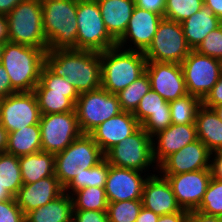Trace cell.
Masks as SVG:
<instances>
[{
    "label": "cell",
    "mask_w": 222,
    "mask_h": 222,
    "mask_svg": "<svg viewBox=\"0 0 222 222\" xmlns=\"http://www.w3.org/2000/svg\"><path fill=\"white\" fill-rule=\"evenodd\" d=\"M109 172V163L104 158L96 166L84 169L79 176H75L72 181L64 188V192L71 194L85 187H105V182ZM72 190V191H69Z\"/></svg>",
    "instance_id": "obj_31"
},
{
    "label": "cell",
    "mask_w": 222,
    "mask_h": 222,
    "mask_svg": "<svg viewBox=\"0 0 222 222\" xmlns=\"http://www.w3.org/2000/svg\"><path fill=\"white\" fill-rule=\"evenodd\" d=\"M40 82L50 92L67 93V97L76 104L79 93L74 86L68 83L64 77L55 75L45 64L41 70Z\"/></svg>",
    "instance_id": "obj_39"
},
{
    "label": "cell",
    "mask_w": 222,
    "mask_h": 222,
    "mask_svg": "<svg viewBox=\"0 0 222 222\" xmlns=\"http://www.w3.org/2000/svg\"><path fill=\"white\" fill-rule=\"evenodd\" d=\"M146 73L151 89L167 102L188 94L181 64L147 61Z\"/></svg>",
    "instance_id": "obj_15"
},
{
    "label": "cell",
    "mask_w": 222,
    "mask_h": 222,
    "mask_svg": "<svg viewBox=\"0 0 222 222\" xmlns=\"http://www.w3.org/2000/svg\"><path fill=\"white\" fill-rule=\"evenodd\" d=\"M159 217L160 216L153 211L148 210L142 206L136 222H157Z\"/></svg>",
    "instance_id": "obj_49"
},
{
    "label": "cell",
    "mask_w": 222,
    "mask_h": 222,
    "mask_svg": "<svg viewBox=\"0 0 222 222\" xmlns=\"http://www.w3.org/2000/svg\"><path fill=\"white\" fill-rule=\"evenodd\" d=\"M221 24L222 21L205 5L181 22L186 42L192 50L198 47L209 32Z\"/></svg>",
    "instance_id": "obj_25"
},
{
    "label": "cell",
    "mask_w": 222,
    "mask_h": 222,
    "mask_svg": "<svg viewBox=\"0 0 222 222\" xmlns=\"http://www.w3.org/2000/svg\"><path fill=\"white\" fill-rule=\"evenodd\" d=\"M48 49L5 42L1 64L10 77L12 88L17 92H33L40 81L45 54Z\"/></svg>",
    "instance_id": "obj_2"
},
{
    "label": "cell",
    "mask_w": 222,
    "mask_h": 222,
    "mask_svg": "<svg viewBox=\"0 0 222 222\" xmlns=\"http://www.w3.org/2000/svg\"><path fill=\"white\" fill-rule=\"evenodd\" d=\"M142 206L157 215L179 212L178 205L171 185L166 177L156 174L148 176L142 193Z\"/></svg>",
    "instance_id": "obj_23"
},
{
    "label": "cell",
    "mask_w": 222,
    "mask_h": 222,
    "mask_svg": "<svg viewBox=\"0 0 222 222\" xmlns=\"http://www.w3.org/2000/svg\"><path fill=\"white\" fill-rule=\"evenodd\" d=\"M198 53L222 60V24L209 32L195 49Z\"/></svg>",
    "instance_id": "obj_40"
},
{
    "label": "cell",
    "mask_w": 222,
    "mask_h": 222,
    "mask_svg": "<svg viewBox=\"0 0 222 222\" xmlns=\"http://www.w3.org/2000/svg\"><path fill=\"white\" fill-rule=\"evenodd\" d=\"M197 138L210 152L222 150V121L213 109L201 105L196 113Z\"/></svg>",
    "instance_id": "obj_26"
},
{
    "label": "cell",
    "mask_w": 222,
    "mask_h": 222,
    "mask_svg": "<svg viewBox=\"0 0 222 222\" xmlns=\"http://www.w3.org/2000/svg\"><path fill=\"white\" fill-rule=\"evenodd\" d=\"M187 93L201 101L222 73L221 61L191 50L181 63Z\"/></svg>",
    "instance_id": "obj_11"
},
{
    "label": "cell",
    "mask_w": 222,
    "mask_h": 222,
    "mask_svg": "<svg viewBox=\"0 0 222 222\" xmlns=\"http://www.w3.org/2000/svg\"><path fill=\"white\" fill-rule=\"evenodd\" d=\"M40 151H42V144L39 125H31L8 133L6 153L20 157Z\"/></svg>",
    "instance_id": "obj_29"
},
{
    "label": "cell",
    "mask_w": 222,
    "mask_h": 222,
    "mask_svg": "<svg viewBox=\"0 0 222 222\" xmlns=\"http://www.w3.org/2000/svg\"><path fill=\"white\" fill-rule=\"evenodd\" d=\"M6 17L9 42L48 49L41 0H23Z\"/></svg>",
    "instance_id": "obj_5"
},
{
    "label": "cell",
    "mask_w": 222,
    "mask_h": 222,
    "mask_svg": "<svg viewBox=\"0 0 222 222\" xmlns=\"http://www.w3.org/2000/svg\"><path fill=\"white\" fill-rule=\"evenodd\" d=\"M0 185L14 197L23 185L19 157L8 153L0 154Z\"/></svg>",
    "instance_id": "obj_32"
},
{
    "label": "cell",
    "mask_w": 222,
    "mask_h": 222,
    "mask_svg": "<svg viewBox=\"0 0 222 222\" xmlns=\"http://www.w3.org/2000/svg\"><path fill=\"white\" fill-rule=\"evenodd\" d=\"M23 184L55 175V154L40 151L19 157Z\"/></svg>",
    "instance_id": "obj_28"
},
{
    "label": "cell",
    "mask_w": 222,
    "mask_h": 222,
    "mask_svg": "<svg viewBox=\"0 0 222 222\" xmlns=\"http://www.w3.org/2000/svg\"><path fill=\"white\" fill-rule=\"evenodd\" d=\"M202 101L193 95L186 94L169 102L172 124H195L196 113Z\"/></svg>",
    "instance_id": "obj_34"
},
{
    "label": "cell",
    "mask_w": 222,
    "mask_h": 222,
    "mask_svg": "<svg viewBox=\"0 0 222 222\" xmlns=\"http://www.w3.org/2000/svg\"><path fill=\"white\" fill-rule=\"evenodd\" d=\"M207 215L222 217V181L211 178L203 199L196 209Z\"/></svg>",
    "instance_id": "obj_38"
},
{
    "label": "cell",
    "mask_w": 222,
    "mask_h": 222,
    "mask_svg": "<svg viewBox=\"0 0 222 222\" xmlns=\"http://www.w3.org/2000/svg\"><path fill=\"white\" fill-rule=\"evenodd\" d=\"M135 6L164 16L166 0H134Z\"/></svg>",
    "instance_id": "obj_44"
},
{
    "label": "cell",
    "mask_w": 222,
    "mask_h": 222,
    "mask_svg": "<svg viewBox=\"0 0 222 222\" xmlns=\"http://www.w3.org/2000/svg\"><path fill=\"white\" fill-rule=\"evenodd\" d=\"M17 93L11 85L10 77L5 68L0 64V99Z\"/></svg>",
    "instance_id": "obj_46"
},
{
    "label": "cell",
    "mask_w": 222,
    "mask_h": 222,
    "mask_svg": "<svg viewBox=\"0 0 222 222\" xmlns=\"http://www.w3.org/2000/svg\"><path fill=\"white\" fill-rule=\"evenodd\" d=\"M64 193V187L55 175L31 184H23L15 196L17 205L27 213L48 204Z\"/></svg>",
    "instance_id": "obj_22"
},
{
    "label": "cell",
    "mask_w": 222,
    "mask_h": 222,
    "mask_svg": "<svg viewBox=\"0 0 222 222\" xmlns=\"http://www.w3.org/2000/svg\"><path fill=\"white\" fill-rule=\"evenodd\" d=\"M212 109L217 114L218 118L222 121V104L217 105L213 107Z\"/></svg>",
    "instance_id": "obj_55"
},
{
    "label": "cell",
    "mask_w": 222,
    "mask_h": 222,
    "mask_svg": "<svg viewBox=\"0 0 222 222\" xmlns=\"http://www.w3.org/2000/svg\"><path fill=\"white\" fill-rule=\"evenodd\" d=\"M73 199L66 192L25 215V222H72Z\"/></svg>",
    "instance_id": "obj_27"
},
{
    "label": "cell",
    "mask_w": 222,
    "mask_h": 222,
    "mask_svg": "<svg viewBox=\"0 0 222 222\" xmlns=\"http://www.w3.org/2000/svg\"><path fill=\"white\" fill-rule=\"evenodd\" d=\"M204 5L208 7L215 16L222 21V0H203Z\"/></svg>",
    "instance_id": "obj_50"
},
{
    "label": "cell",
    "mask_w": 222,
    "mask_h": 222,
    "mask_svg": "<svg viewBox=\"0 0 222 222\" xmlns=\"http://www.w3.org/2000/svg\"><path fill=\"white\" fill-rule=\"evenodd\" d=\"M152 137L140 126L132 135L114 145L105 154L112 166L146 172L155 163ZM149 167V168H148Z\"/></svg>",
    "instance_id": "obj_9"
},
{
    "label": "cell",
    "mask_w": 222,
    "mask_h": 222,
    "mask_svg": "<svg viewBox=\"0 0 222 222\" xmlns=\"http://www.w3.org/2000/svg\"><path fill=\"white\" fill-rule=\"evenodd\" d=\"M75 111L83 134H90L101 123L122 112L117 94L102 87L79 94Z\"/></svg>",
    "instance_id": "obj_8"
},
{
    "label": "cell",
    "mask_w": 222,
    "mask_h": 222,
    "mask_svg": "<svg viewBox=\"0 0 222 222\" xmlns=\"http://www.w3.org/2000/svg\"><path fill=\"white\" fill-rule=\"evenodd\" d=\"M71 195L74 210L107 211L108 200L104 187H85L71 193Z\"/></svg>",
    "instance_id": "obj_33"
},
{
    "label": "cell",
    "mask_w": 222,
    "mask_h": 222,
    "mask_svg": "<svg viewBox=\"0 0 222 222\" xmlns=\"http://www.w3.org/2000/svg\"><path fill=\"white\" fill-rule=\"evenodd\" d=\"M140 126L133 112L122 111L101 123L89 135L105 154L114 145L132 135Z\"/></svg>",
    "instance_id": "obj_21"
},
{
    "label": "cell",
    "mask_w": 222,
    "mask_h": 222,
    "mask_svg": "<svg viewBox=\"0 0 222 222\" xmlns=\"http://www.w3.org/2000/svg\"><path fill=\"white\" fill-rule=\"evenodd\" d=\"M101 16L109 35L117 42L126 32L135 7L134 0H98Z\"/></svg>",
    "instance_id": "obj_24"
},
{
    "label": "cell",
    "mask_w": 222,
    "mask_h": 222,
    "mask_svg": "<svg viewBox=\"0 0 222 222\" xmlns=\"http://www.w3.org/2000/svg\"><path fill=\"white\" fill-rule=\"evenodd\" d=\"M0 222H25V215L15 198L0 201Z\"/></svg>",
    "instance_id": "obj_41"
},
{
    "label": "cell",
    "mask_w": 222,
    "mask_h": 222,
    "mask_svg": "<svg viewBox=\"0 0 222 222\" xmlns=\"http://www.w3.org/2000/svg\"><path fill=\"white\" fill-rule=\"evenodd\" d=\"M157 142H155V139ZM196 124H171L152 136L153 158L158 167L168 156L196 141ZM157 144V145H156Z\"/></svg>",
    "instance_id": "obj_20"
},
{
    "label": "cell",
    "mask_w": 222,
    "mask_h": 222,
    "mask_svg": "<svg viewBox=\"0 0 222 222\" xmlns=\"http://www.w3.org/2000/svg\"><path fill=\"white\" fill-rule=\"evenodd\" d=\"M187 222H222V217L207 215L198 210L189 211Z\"/></svg>",
    "instance_id": "obj_47"
},
{
    "label": "cell",
    "mask_w": 222,
    "mask_h": 222,
    "mask_svg": "<svg viewBox=\"0 0 222 222\" xmlns=\"http://www.w3.org/2000/svg\"><path fill=\"white\" fill-rule=\"evenodd\" d=\"M142 173L144 172L109 164L104 187L108 202L141 200L143 187L149 176L144 174V178L141 176Z\"/></svg>",
    "instance_id": "obj_16"
},
{
    "label": "cell",
    "mask_w": 222,
    "mask_h": 222,
    "mask_svg": "<svg viewBox=\"0 0 222 222\" xmlns=\"http://www.w3.org/2000/svg\"><path fill=\"white\" fill-rule=\"evenodd\" d=\"M220 104H222V73L216 84L202 100V105L211 109Z\"/></svg>",
    "instance_id": "obj_43"
},
{
    "label": "cell",
    "mask_w": 222,
    "mask_h": 222,
    "mask_svg": "<svg viewBox=\"0 0 222 222\" xmlns=\"http://www.w3.org/2000/svg\"><path fill=\"white\" fill-rule=\"evenodd\" d=\"M9 42L8 39V21L5 15L0 14V43Z\"/></svg>",
    "instance_id": "obj_52"
},
{
    "label": "cell",
    "mask_w": 222,
    "mask_h": 222,
    "mask_svg": "<svg viewBox=\"0 0 222 222\" xmlns=\"http://www.w3.org/2000/svg\"><path fill=\"white\" fill-rule=\"evenodd\" d=\"M163 18L160 14L135 6L128 22L127 30L117 41V46L125 49V44L130 41L133 42L134 46L132 48L131 45V48H126V50L144 52L151 44L158 25Z\"/></svg>",
    "instance_id": "obj_17"
},
{
    "label": "cell",
    "mask_w": 222,
    "mask_h": 222,
    "mask_svg": "<svg viewBox=\"0 0 222 222\" xmlns=\"http://www.w3.org/2000/svg\"><path fill=\"white\" fill-rule=\"evenodd\" d=\"M105 158L100 147L89 134H82L65 150L55 154V176L65 188L84 169L96 166Z\"/></svg>",
    "instance_id": "obj_6"
},
{
    "label": "cell",
    "mask_w": 222,
    "mask_h": 222,
    "mask_svg": "<svg viewBox=\"0 0 222 222\" xmlns=\"http://www.w3.org/2000/svg\"><path fill=\"white\" fill-rule=\"evenodd\" d=\"M210 154L199 139L168 156L159 166L162 175H176L202 169H210Z\"/></svg>",
    "instance_id": "obj_18"
},
{
    "label": "cell",
    "mask_w": 222,
    "mask_h": 222,
    "mask_svg": "<svg viewBox=\"0 0 222 222\" xmlns=\"http://www.w3.org/2000/svg\"><path fill=\"white\" fill-rule=\"evenodd\" d=\"M150 90L151 82L148 74L145 72L141 77L117 94L121 110L134 112L138 107L140 100Z\"/></svg>",
    "instance_id": "obj_35"
},
{
    "label": "cell",
    "mask_w": 222,
    "mask_h": 222,
    "mask_svg": "<svg viewBox=\"0 0 222 222\" xmlns=\"http://www.w3.org/2000/svg\"><path fill=\"white\" fill-rule=\"evenodd\" d=\"M162 176L169 181L178 205L187 211L199 207L212 178L210 169Z\"/></svg>",
    "instance_id": "obj_14"
},
{
    "label": "cell",
    "mask_w": 222,
    "mask_h": 222,
    "mask_svg": "<svg viewBox=\"0 0 222 222\" xmlns=\"http://www.w3.org/2000/svg\"><path fill=\"white\" fill-rule=\"evenodd\" d=\"M133 115L151 137L172 124L169 102L152 89L140 100Z\"/></svg>",
    "instance_id": "obj_19"
},
{
    "label": "cell",
    "mask_w": 222,
    "mask_h": 222,
    "mask_svg": "<svg viewBox=\"0 0 222 222\" xmlns=\"http://www.w3.org/2000/svg\"><path fill=\"white\" fill-rule=\"evenodd\" d=\"M15 197L5 187L0 185V201L14 199Z\"/></svg>",
    "instance_id": "obj_54"
},
{
    "label": "cell",
    "mask_w": 222,
    "mask_h": 222,
    "mask_svg": "<svg viewBox=\"0 0 222 222\" xmlns=\"http://www.w3.org/2000/svg\"><path fill=\"white\" fill-rule=\"evenodd\" d=\"M33 92L36 95L41 115L75 110V104L67 97V93L50 92L40 81Z\"/></svg>",
    "instance_id": "obj_30"
},
{
    "label": "cell",
    "mask_w": 222,
    "mask_h": 222,
    "mask_svg": "<svg viewBox=\"0 0 222 222\" xmlns=\"http://www.w3.org/2000/svg\"><path fill=\"white\" fill-rule=\"evenodd\" d=\"M203 5V0H166L163 17L181 23L199 11Z\"/></svg>",
    "instance_id": "obj_36"
},
{
    "label": "cell",
    "mask_w": 222,
    "mask_h": 222,
    "mask_svg": "<svg viewBox=\"0 0 222 222\" xmlns=\"http://www.w3.org/2000/svg\"><path fill=\"white\" fill-rule=\"evenodd\" d=\"M189 211L181 209L173 214L161 215L157 222H187Z\"/></svg>",
    "instance_id": "obj_48"
},
{
    "label": "cell",
    "mask_w": 222,
    "mask_h": 222,
    "mask_svg": "<svg viewBox=\"0 0 222 222\" xmlns=\"http://www.w3.org/2000/svg\"><path fill=\"white\" fill-rule=\"evenodd\" d=\"M8 132L0 124V154L6 152Z\"/></svg>",
    "instance_id": "obj_53"
},
{
    "label": "cell",
    "mask_w": 222,
    "mask_h": 222,
    "mask_svg": "<svg viewBox=\"0 0 222 222\" xmlns=\"http://www.w3.org/2000/svg\"><path fill=\"white\" fill-rule=\"evenodd\" d=\"M23 0H0V14L7 16Z\"/></svg>",
    "instance_id": "obj_51"
},
{
    "label": "cell",
    "mask_w": 222,
    "mask_h": 222,
    "mask_svg": "<svg viewBox=\"0 0 222 222\" xmlns=\"http://www.w3.org/2000/svg\"><path fill=\"white\" fill-rule=\"evenodd\" d=\"M72 222H109L107 211L73 210Z\"/></svg>",
    "instance_id": "obj_42"
},
{
    "label": "cell",
    "mask_w": 222,
    "mask_h": 222,
    "mask_svg": "<svg viewBox=\"0 0 222 222\" xmlns=\"http://www.w3.org/2000/svg\"><path fill=\"white\" fill-rule=\"evenodd\" d=\"M40 109L34 92H19L0 99V124L8 132L39 125Z\"/></svg>",
    "instance_id": "obj_13"
},
{
    "label": "cell",
    "mask_w": 222,
    "mask_h": 222,
    "mask_svg": "<svg viewBox=\"0 0 222 222\" xmlns=\"http://www.w3.org/2000/svg\"><path fill=\"white\" fill-rule=\"evenodd\" d=\"M76 49L102 52L117 46L107 32L97 1H77Z\"/></svg>",
    "instance_id": "obj_7"
},
{
    "label": "cell",
    "mask_w": 222,
    "mask_h": 222,
    "mask_svg": "<svg viewBox=\"0 0 222 222\" xmlns=\"http://www.w3.org/2000/svg\"><path fill=\"white\" fill-rule=\"evenodd\" d=\"M77 1L41 0L43 31L48 50L76 49Z\"/></svg>",
    "instance_id": "obj_4"
},
{
    "label": "cell",
    "mask_w": 222,
    "mask_h": 222,
    "mask_svg": "<svg viewBox=\"0 0 222 222\" xmlns=\"http://www.w3.org/2000/svg\"><path fill=\"white\" fill-rule=\"evenodd\" d=\"M142 208V200L108 202L109 222H136Z\"/></svg>",
    "instance_id": "obj_37"
},
{
    "label": "cell",
    "mask_w": 222,
    "mask_h": 222,
    "mask_svg": "<svg viewBox=\"0 0 222 222\" xmlns=\"http://www.w3.org/2000/svg\"><path fill=\"white\" fill-rule=\"evenodd\" d=\"M210 158H212L210 160L211 177L222 181V150L211 152Z\"/></svg>",
    "instance_id": "obj_45"
},
{
    "label": "cell",
    "mask_w": 222,
    "mask_h": 222,
    "mask_svg": "<svg viewBox=\"0 0 222 222\" xmlns=\"http://www.w3.org/2000/svg\"><path fill=\"white\" fill-rule=\"evenodd\" d=\"M45 65L64 77L79 94L101 87V52L81 49L48 50Z\"/></svg>",
    "instance_id": "obj_1"
},
{
    "label": "cell",
    "mask_w": 222,
    "mask_h": 222,
    "mask_svg": "<svg viewBox=\"0 0 222 222\" xmlns=\"http://www.w3.org/2000/svg\"><path fill=\"white\" fill-rule=\"evenodd\" d=\"M39 126L42 151L52 154L62 152L83 134L75 110L41 115Z\"/></svg>",
    "instance_id": "obj_12"
},
{
    "label": "cell",
    "mask_w": 222,
    "mask_h": 222,
    "mask_svg": "<svg viewBox=\"0 0 222 222\" xmlns=\"http://www.w3.org/2000/svg\"><path fill=\"white\" fill-rule=\"evenodd\" d=\"M4 44L0 43V64L2 61V52H3Z\"/></svg>",
    "instance_id": "obj_56"
},
{
    "label": "cell",
    "mask_w": 222,
    "mask_h": 222,
    "mask_svg": "<svg viewBox=\"0 0 222 222\" xmlns=\"http://www.w3.org/2000/svg\"><path fill=\"white\" fill-rule=\"evenodd\" d=\"M191 50L181 23L163 18L143 54L147 61L181 64Z\"/></svg>",
    "instance_id": "obj_10"
},
{
    "label": "cell",
    "mask_w": 222,
    "mask_h": 222,
    "mask_svg": "<svg viewBox=\"0 0 222 222\" xmlns=\"http://www.w3.org/2000/svg\"><path fill=\"white\" fill-rule=\"evenodd\" d=\"M147 60L141 51L118 46L101 52V87L118 94L146 72Z\"/></svg>",
    "instance_id": "obj_3"
}]
</instances>
